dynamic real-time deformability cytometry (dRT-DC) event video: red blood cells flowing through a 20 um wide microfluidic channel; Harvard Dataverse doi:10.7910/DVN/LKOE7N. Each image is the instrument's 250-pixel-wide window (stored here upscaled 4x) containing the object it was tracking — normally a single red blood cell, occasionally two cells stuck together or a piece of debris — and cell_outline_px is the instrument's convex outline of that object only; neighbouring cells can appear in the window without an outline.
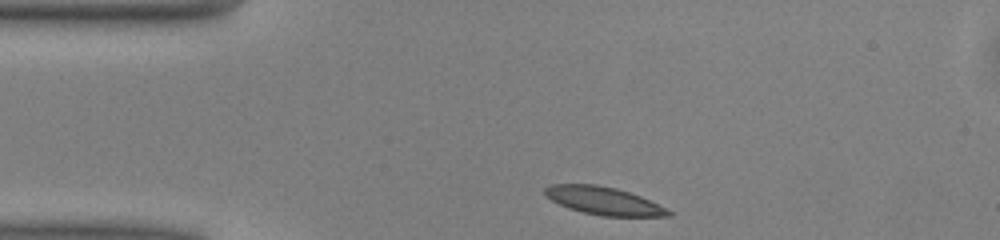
{"species": "common noctule bat (a hibernating species)", "species_latin": "Nyctalus noctula", "temperature_condition": "warm", "stored_images_in_passage": 41, "camera_frame_rate_fps": 3000, "um_per_image_px": 0.085, "animal": {"sex": "male", "body_mass_g": 13.0, "forearm_length_mm": 53.1}, "frame": {"image": 1, "passage_image": 1, "time_ms": 0.0, "image_size_px": [1000, 240], "cell_outline_px": [[672, 216], [600, 216], [568, 208], [544, 196], [544, 188], [548, 184], [596, 184], [616, 188], [640, 196], [672, 212]], "centroid_in_image_um": [51.25, 17.06], "position_along_channel_um": 33.8, "area_um2": 19.88}}
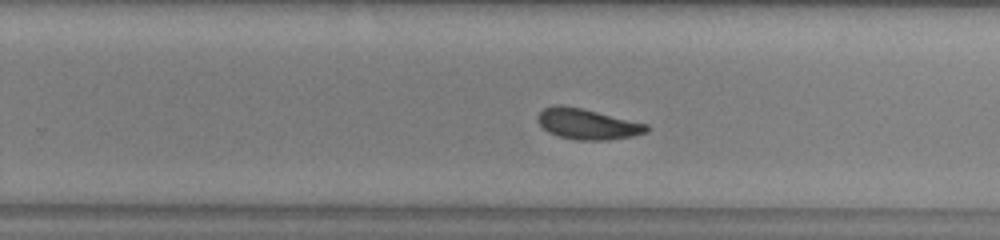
{"frame": {"image": 2, "passage_image": 22, "time_ms": 7.0, "image_size_px": [1000, 240], "cell_outline_px": [[652, 128], [648, 132], [632, 136], [608, 140], [576, 140], [560, 136], [548, 132], [536, 120], [536, 116], [544, 108], [556, 104], [560, 104], [580, 108], [648, 124]], "centroid_in_image_um": [49.94, 10.54], "position_along_channel_um": 279.9, "area_um2": 19.42}}
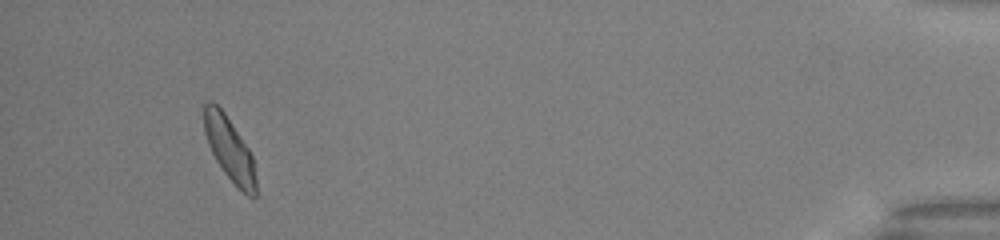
{"frame": {"image": 3, "passage_image": 38, "time_ms": 12.333, "image_size_px": [1000, 240], "cell_outline_px": [[256, 196], [248, 196], [224, 172], [216, 160], [208, 144], [204, 132], [200, 104], [208, 100], [212, 100], [224, 112], [248, 148], [252, 156], [256, 180]], "centroid_in_image_um": [19.43, 12.55], "position_along_channel_um": 415.8, "area_um2": 19.25}, "authors_computed_cell_mechanics": {"area_um2": 19.5364, "velocity_mm_per_s": 4.0396, "shape_relaxation_time_tau1_ms": 3.0988, "shape_relaxation_time_tau2_ms": 2.0403, "deformation_change_tau1": 0.1148, "deformation_change_tau2": 0.0815}}